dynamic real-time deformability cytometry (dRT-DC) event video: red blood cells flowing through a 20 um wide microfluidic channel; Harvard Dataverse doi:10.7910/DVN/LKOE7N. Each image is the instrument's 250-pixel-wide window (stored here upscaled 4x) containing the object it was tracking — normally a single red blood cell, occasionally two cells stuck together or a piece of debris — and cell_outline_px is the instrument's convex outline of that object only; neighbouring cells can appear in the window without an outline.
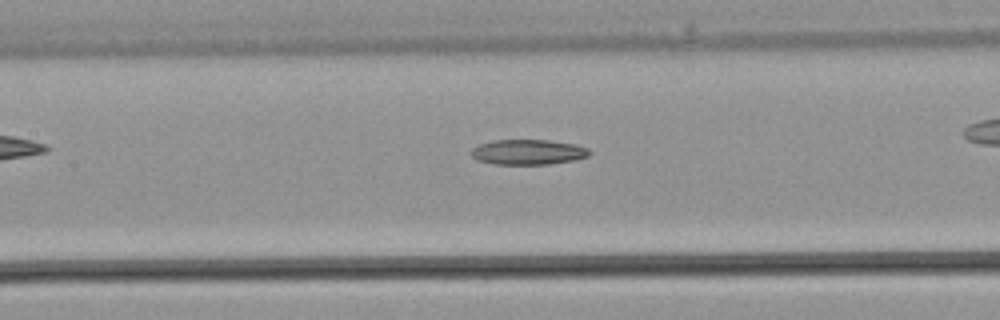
{"species": "common noctule bat (a hibernating species)", "species_latin": "Nyctalus noctula", "temperature_condition": "warm", "stored_images_in_passage": 18, "camera_frame_rate_fps": 3000, "um_per_image_px": 0.085, "animal": {"sex": "male", "body_mass_g": 21.5, "forearm_length_mm": 52.0}, "frame": {"image": 1, "passage_image": 6, "time_ms": 1.667, "image_size_px": [1000, 320], "cell_outline_px": [[592, 152], [588, 156], [576, 160], [548, 164], [492, 164], [476, 160], [472, 156], [472, 148], [480, 144], [492, 140], [548, 140], [572, 144], [588, 148]], "centroid_in_image_um": [44.88, 12.93], "position_along_channel_um": 162.5, "area_um2": 17.34}}